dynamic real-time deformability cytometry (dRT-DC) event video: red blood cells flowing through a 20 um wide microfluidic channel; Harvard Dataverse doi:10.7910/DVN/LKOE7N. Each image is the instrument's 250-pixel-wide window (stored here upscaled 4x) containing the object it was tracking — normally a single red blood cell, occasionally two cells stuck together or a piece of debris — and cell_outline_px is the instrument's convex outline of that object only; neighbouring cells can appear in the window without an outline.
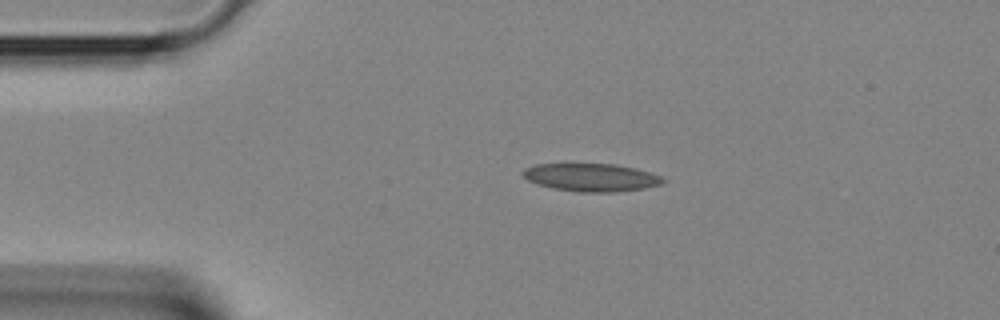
{"species": "Egyptian fruit bat (a non-hibernating species)", "species_latin": "Rousettus aegyptiacus", "temperature_condition": "room temperature", "stored_images_in_passage": 2, "camera_frame_rate_fps": 3000, "um_per_image_px": 0.085, "animal": {"sex": "female"}, "frame": {"image": 1, "passage_image": 1, "time_ms": 0.0, "image_size_px": [1000, 320], "cell_outline_px": [[668, 180], [660, 184], [644, 188], [616, 192], [576, 192], [552, 188], [528, 180], [520, 172], [524, 168], [536, 164], [612, 164], [636, 168], [660, 176]], "centroid_in_image_um": [50.24, 15.08], "position_along_channel_um": 34.8, "area_um2": 22.72}}